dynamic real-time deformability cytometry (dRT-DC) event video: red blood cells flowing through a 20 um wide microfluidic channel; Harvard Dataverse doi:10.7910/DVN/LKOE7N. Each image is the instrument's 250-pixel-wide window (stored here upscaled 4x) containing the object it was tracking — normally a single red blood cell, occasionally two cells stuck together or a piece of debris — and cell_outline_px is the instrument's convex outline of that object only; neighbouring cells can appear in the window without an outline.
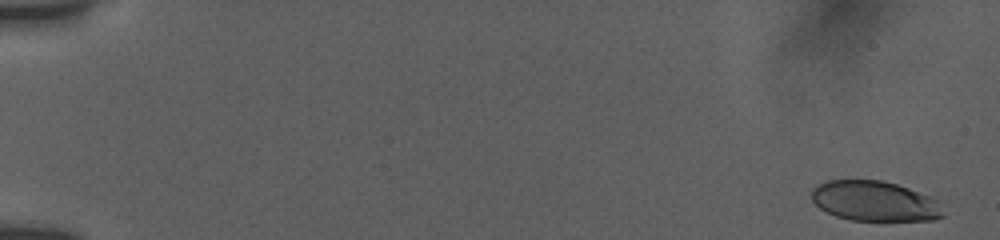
{"species": "human", "species_latin": "Homo sapiens", "temperature_condition": "room temperature", "stored_images_in_passage": 37, "camera_frame_rate_fps": 3000, "um_per_image_px": 0.085, "donor": {"sex": "female"}, "frame": {"image": 1, "passage_image": 1, "time_ms": 0.0, "image_size_px": [1000, 240], "cell_outline_px": [[944, 216], [936, 220], [852, 220], [836, 216], [820, 208], [812, 200], [812, 188], [816, 184], [828, 180], [880, 180], [896, 184], [908, 188], [940, 200]], "centroid_in_image_um": [74.36, 17.09], "position_along_channel_um": 10.6, "area_um2": 30.81}}
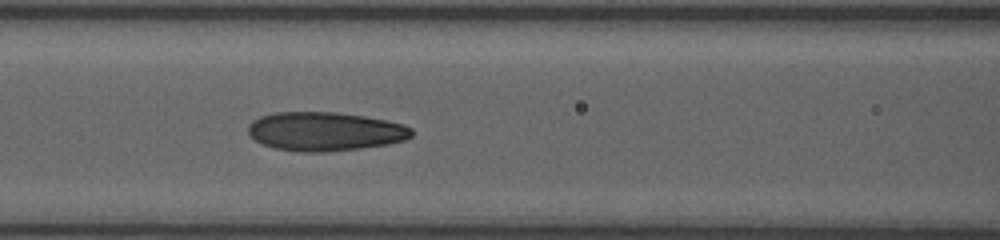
{"frame": {"image": 2, "passage_image": 22, "time_ms": 8.0, "image_size_px": [1000, 240], "cell_outline_px": [[412, 136], [404, 140], [388, 144], [360, 148], [328, 152], [300, 152], [276, 148], [264, 144], [256, 140], [248, 132], [248, 124], [252, 120], [260, 116], [276, 112], [336, 112], [364, 116], [404, 124], [412, 128]], "centroid_in_image_um": [27.62, 11.17], "position_along_channel_um": 139.0, "area_um2": 36.99}}
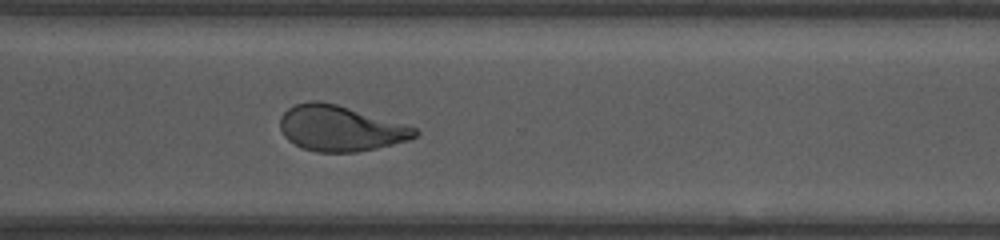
{"frame": {"image": 3, "passage_image": 37, "time_ms": 13.333, "image_size_px": [1000, 240], "cell_outline_px": [[420, 132], [416, 136], [408, 140], [376, 148], [356, 152], [316, 152], [304, 148], [288, 140], [284, 136], [280, 128], [280, 116], [288, 108], [296, 104], [308, 100], [320, 100], [336, 104], [416, 128]], "centroid_in_image_um": [28.88, 10.9], "position_along_channel_um": 341.7, "area_um2": 35.49}}